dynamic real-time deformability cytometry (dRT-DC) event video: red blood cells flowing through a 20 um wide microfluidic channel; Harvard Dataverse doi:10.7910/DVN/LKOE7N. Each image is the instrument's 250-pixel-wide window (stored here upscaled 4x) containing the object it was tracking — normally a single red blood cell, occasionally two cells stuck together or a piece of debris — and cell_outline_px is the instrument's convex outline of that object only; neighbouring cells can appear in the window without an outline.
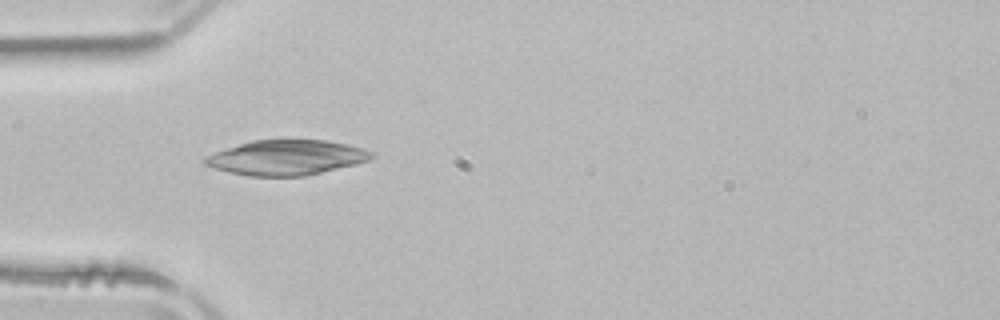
{"species": "common noctule bat (a hibernating species)", "species_latin": "Nyctalus noctula", "temperature_condition": "room temperature", "stored_images_in_passage": 37, "camera_frame_rate_fps": 3000, "um_per_image_px": 0.085, "animal": {"sex": "male", "body_mass_g": 21.5, "forearm_length_mm": 52.0}, "frame": {"image": 1, "passage_image": 1, "time_ms": 0.0, "image_size_px": [1000, 320], "cell_outline_px": [[376, 156], [368, 160], [356, 164], [304, 176], [248, 176], [228, 172], [204, 164], [204, 156], [252, 140], [328, 140], [348, 144], [364, 148], [372, 152]], "centroid_in_image_um": [24.38, 13.39], "position_along_channel_um": 60.6, "area_um2": 33.81}}
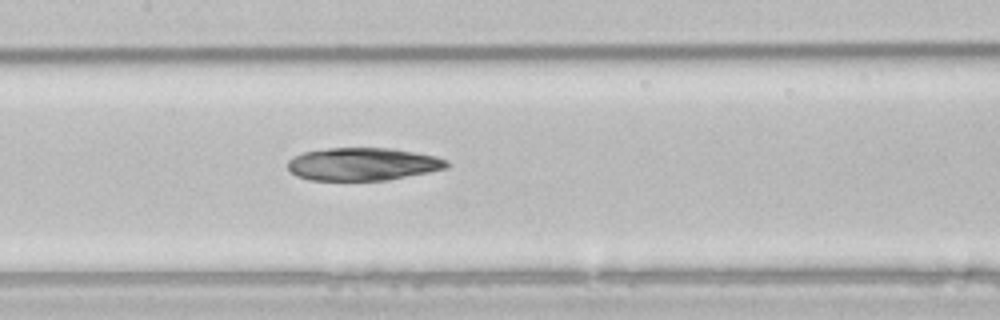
{"frame": {"image": 2, "passage_image": 10, "time_ms": 3.0, "image_size_px": [1000, 320], "cell_outline_px": [[452, 164], [448, 168], [388, 180], [308, 180], [296, 176], [288, 168], [288, 160], [292, 156], [304, 152], [328, 148], [392, 148], [436, 156], [448, 160]], "centroid_in_image_um": [30.85, 13.95], "position_along_channel_um": 176.5, "area_um2": 30.58}}
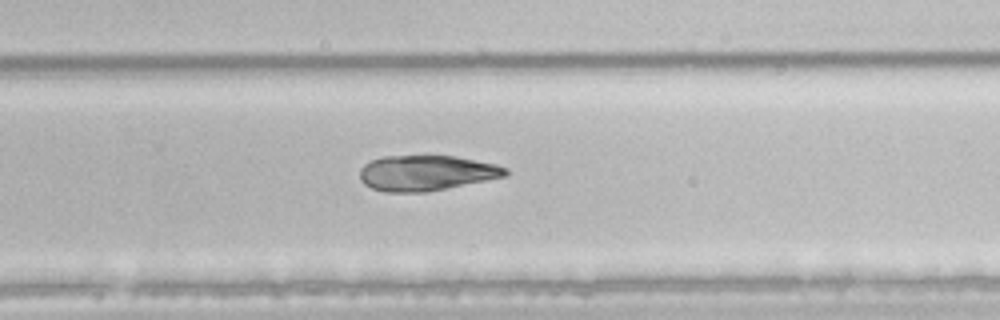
{"frame": {"image": 3, "passage_image": 19, "time_ms": 6.0, "image_size_px": [1000, 320], "cell_outline_px": [[508, 176], [424, 192], [384, 192], [372, 188], [364, 184], [360, 180], [360, 168], [364, 164], [372, 160], [384, 156], [456, 156], [496, 164], [508, 168]], "centroid_in_image_um": [36.24, 14.7], "position_along_channel_um": 293.6, "area_um2": 30.0}}